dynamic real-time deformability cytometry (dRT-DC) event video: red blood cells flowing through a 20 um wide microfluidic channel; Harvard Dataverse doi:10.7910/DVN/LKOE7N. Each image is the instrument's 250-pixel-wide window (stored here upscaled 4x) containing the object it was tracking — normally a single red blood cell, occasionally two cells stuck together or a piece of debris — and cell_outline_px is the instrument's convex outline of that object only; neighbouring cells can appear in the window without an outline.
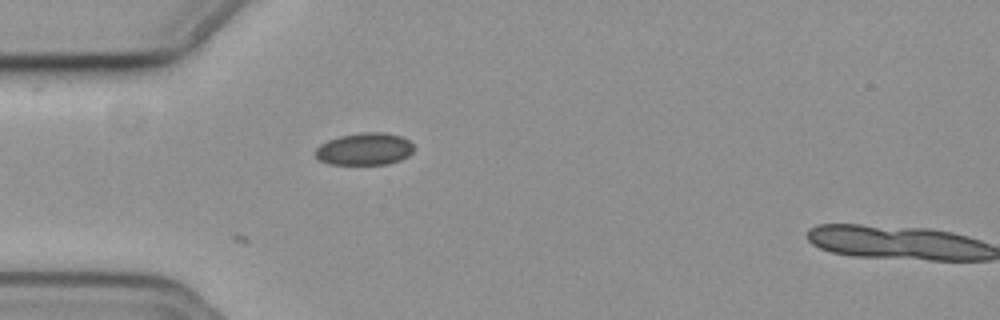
{"species": "common noctule bat (a hibernating species)", "species_latin": "Nyctalus noctula", "temperature_condition": "cold", "stored_images_in_passage": 3, "camera_frame_rate_fps": 3000, "um_per_image_px": 0.085, "animal": {"sex": "female", "body_mass_g": 19.3, "forearm_length_mm": 54.1}, "frame": {"image": 1, "passage_image": 3, "time_ms": 0.667, "image_size_px": [1000, 320], "cell_outline_px": [[416, 148], [408, 156], [400, 160], [388, 164], [328, 164], [320, 160], [312, 152], [320, 144], [328, 140], [340, 136], [360, 132], [384, 132], [400, 136], [408, 140]], "centroid_in_image_um": [30.98, 12.66], "position_along_channel_um": 54.0, "area_um2": 18.67}}